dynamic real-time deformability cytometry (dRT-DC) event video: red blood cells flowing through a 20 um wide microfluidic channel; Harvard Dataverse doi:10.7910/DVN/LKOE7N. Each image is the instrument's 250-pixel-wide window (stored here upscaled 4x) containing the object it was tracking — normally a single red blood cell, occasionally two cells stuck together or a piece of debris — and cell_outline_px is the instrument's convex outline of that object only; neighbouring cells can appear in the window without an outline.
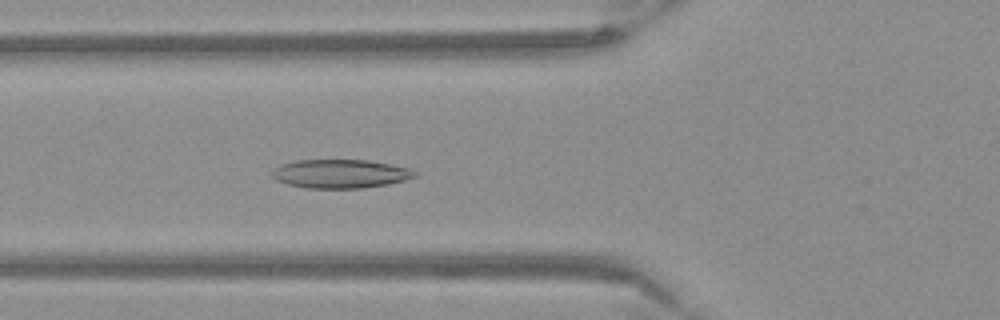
{"species": "Egyptian fruit bat (a non-hibernating species)", "species_latin": "Rousettus aegyptiacus", "temperature_condition": "warm", "stored_images_in_passage": 54, "camera_frame_rate_fps": 3000, "um_per_image_px": 0.085, "frame": {"image": 1, "passage_image": 20, "time_ms": 6.333, "image_size_px": [1000, 320], "cell_outline_px": [[416, 176], [404, 180], [388, 184], [364, 188], [304, 188], [288, 184], [276, 180], [272, 176], [272, 172], [280, 164], [296, 160], [364, 160], [388, 164], [408, 168], [416, 172]], "centroid_in_image_um": [28.89, 14.77], "position_along_channel_um": 96.9, "area_um2": 23.7}}
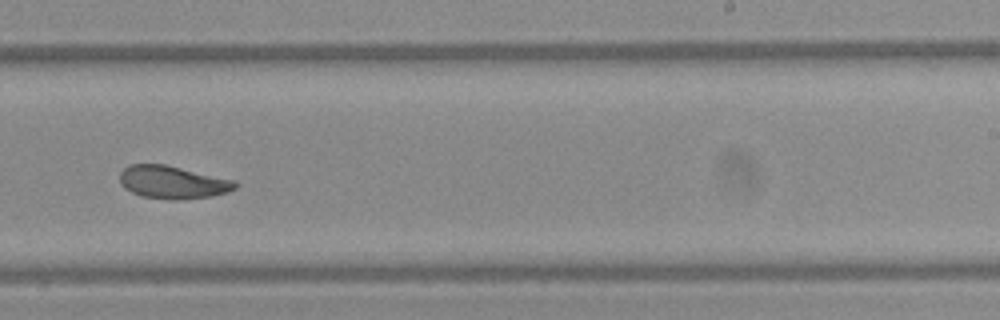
{"frame": {"image": 2, "passage_image": 34, "time_ms": 11.0, "image_size_px": [1000, 320], "cell_outline_px": [[240, 184], [236, 188], [228, 192], [212, 196], [172, 200], [140, 196], [124, 188], [120, 184], [120, 172], [128, 164], [164, 164], [236, 180]], "centroid_in_image_um": [14.69, 15.49], "position_along_channel_um": 274.3, "area_um2": 22.25}}
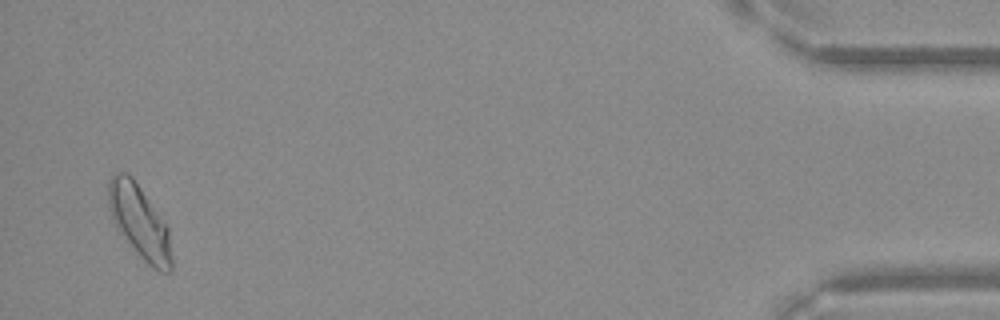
{"frame": {"image": 3, "passage_image": 52, "time_ms": 17.0, "image_size_px": [1000, 320], "cell_outline_px": [[172, 272], [160, 272], [152, 268], [140, 256], [116, 228], [108, 208], [108, 180], [116, 172], [128, 172], [132, 176], [168, 228], [172, 260]], "centroid_in_image_um": [11.84, 18.85], "position_along_channel_um": 423.4, "area_um2": 26.76}}